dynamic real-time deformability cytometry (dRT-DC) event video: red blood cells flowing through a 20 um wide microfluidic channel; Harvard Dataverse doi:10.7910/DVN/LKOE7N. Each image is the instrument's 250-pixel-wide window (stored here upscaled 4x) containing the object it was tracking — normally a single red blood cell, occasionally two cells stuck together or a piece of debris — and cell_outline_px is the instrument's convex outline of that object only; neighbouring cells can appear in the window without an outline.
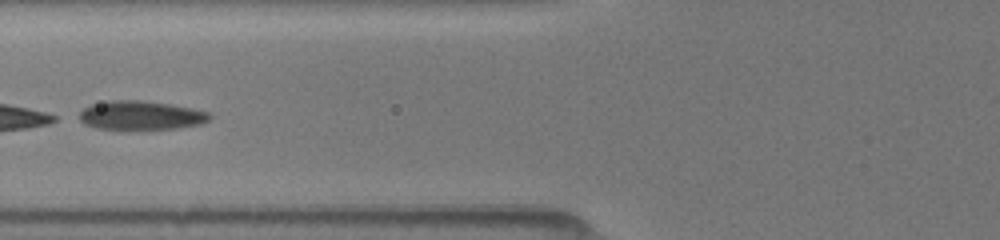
{"species": "common noctule bat (a hibernating species)", "species_latin": "Nyctalus noctula", "temperature_condition": "room temperature", "stored_images_in_passage": 12, "camera_frame_rate_fps": 3000, "um_per_image_px": 0.085, "animal": {"sex": "female", "body_mass_g": 19.5, "forearm_length_mm": 54.1}, "frame": {"image": 1, "passage_image": 4, "time_ms": 1.333, "image_size_px": [1000, 240], "cell_outline_px": [[212, 116], [204, 124], [176, 128], [96, 128], [84, 124], [80, 120], [80, 112], [88, 104], [108, 100], [144, 100], [172, 104], [192, 108], [208, 112]], "centroid_in_image_um": [11.98, 9.78], "position_along_channel_um": 113.8, "area_um2": 21.91}}
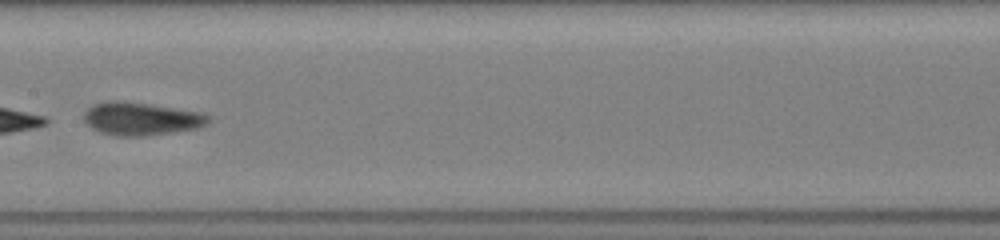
{"frame": {"image": 2, "passage_image": 9, "time_ms": 3.333, "image_size_px": [1000, 240], "cell_outline_px": [[212, 116], [208, 124], [196, 128], [172, 132], [144, 136], [112, 136], [100, 132], [92, 128], [84, 120], [84, 112], [92, 104], [108, 100], [124, 100], [152, 104], [200, 112]], "centroid_in_image_um": [11.98, 10.08], "position_along_channel_um": 195.4, "area_um2": 24.22}}